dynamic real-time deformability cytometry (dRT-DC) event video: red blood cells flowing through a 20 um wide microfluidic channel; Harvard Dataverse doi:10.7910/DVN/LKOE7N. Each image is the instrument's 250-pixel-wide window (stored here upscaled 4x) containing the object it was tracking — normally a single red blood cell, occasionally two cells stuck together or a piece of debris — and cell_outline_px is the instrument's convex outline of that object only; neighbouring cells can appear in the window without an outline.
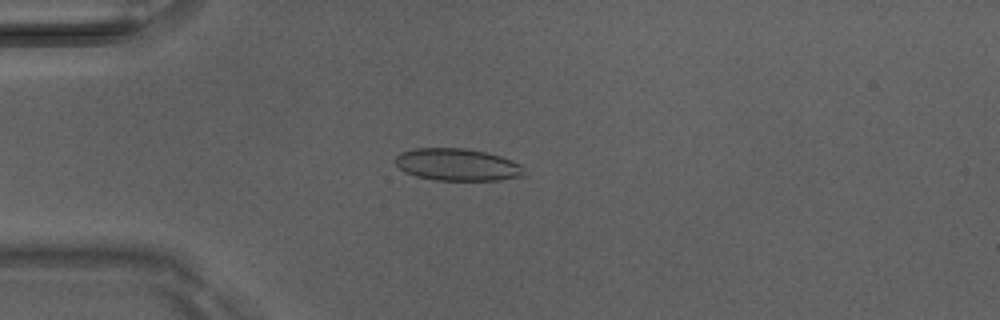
{"species": "Egyptian fruit bat (a non-hibernating species)", "species_latin": "Rousettus aegyptiacus", "temperature_condition": "room temperature", "stored_images_in_passage": 49, "camera_frame_rate_fps": 3000, "um_per_image_px": 0.085, "animal": {"sex": "male"}, "frame": {"image": 1, "passage_image": 13, "time_ms": 4.0, "image_size_px": [1000, 320], "cell_outline_px": [[528, 176], [500, 180], [436, 180], [416, 176], [404, 172], [396, 164], [396, 156], [400, 152], [412, 148], [464, 148], [488, 152], [500, 156], [520, 164], [524, 168]], "centroid_in_image_um": [38.91, 14.0], "position_along_channel_um": 46.1, "area_um2": 24.45}}
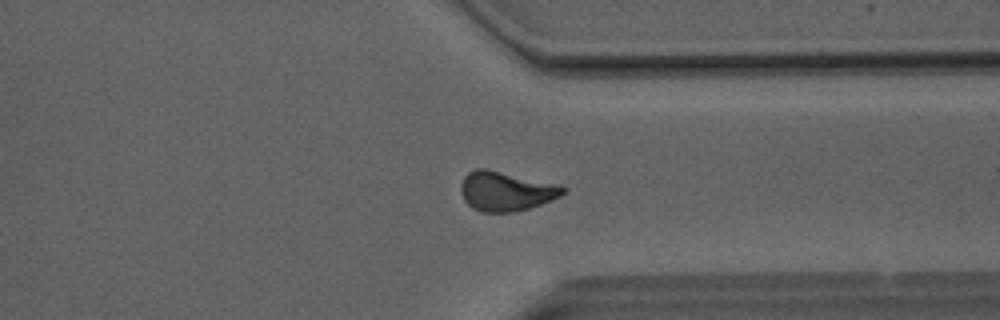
{"frame": {"image": 2, "passage_image": 38, "time_ms": 12.333, "image_size_px": [1000, 320], "cell_outline_px": [[568, 188], [560, 196], [552, 200], [516, 212], [480, 212], [472, 208], [464, 200], [460, 192], [460, 184], [464, 176], [468, 172], [476, 168], [488, 168], [560, 184]], "centroid_in_image_um": [43.0, 16.23], "position_along_channel_um": 368.4, "area_um2": 23.93}}
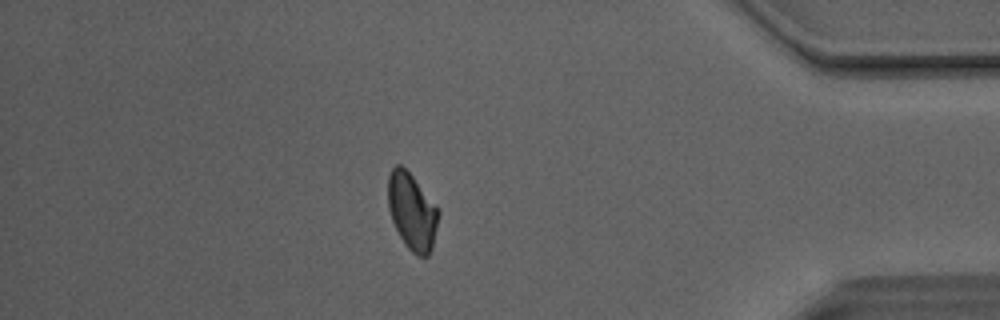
{"frame": {"image": 3, "passage_image": 43, "time_ms": 14.0, "image_size_px": [1000, 320], "cell_outline_px": [[440, 212], [432, 248], [428, 256], [416, 256], [404, 244], [392, 220], [388, 208], [388, 176], [392, 168], [396, 164], [400, 164], [412, 176]], "centroid_in_image_um": [35.0, 18.0], "position_along_channel_um": 400.2, "area_um2": 22.25}, "authors_computed_cell_mechanics": {"area_um2": 23.3512, "velocity_mm_per_s": 4.1222, "shape_relaxation_time_tau1_ms": 7.447, "shape_relaxation_time_tau2_ms": 1.7227, "deformation_change_tau1": 0.1619, "deformation_change_tau2": 0.0766}}